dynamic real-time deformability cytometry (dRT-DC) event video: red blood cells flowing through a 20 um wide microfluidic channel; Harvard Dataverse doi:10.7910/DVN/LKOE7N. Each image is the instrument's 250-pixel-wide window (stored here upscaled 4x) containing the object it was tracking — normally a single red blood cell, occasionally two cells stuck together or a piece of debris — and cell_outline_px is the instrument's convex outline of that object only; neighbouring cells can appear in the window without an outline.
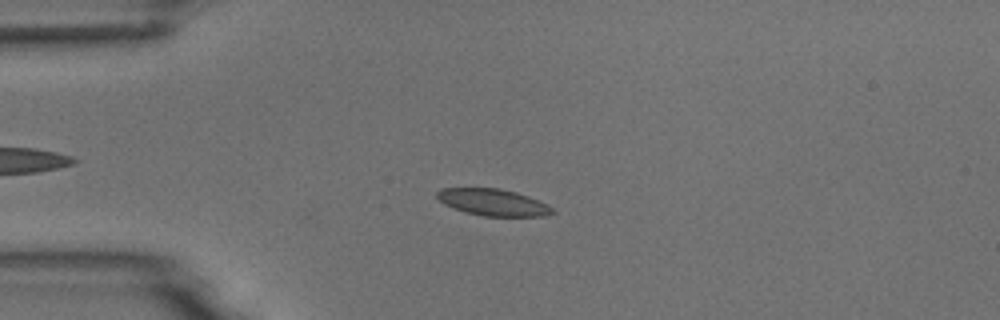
{"species": "common noctule bat (a hibernating species)", "species_latin": "Nyctalus noctula", "temperature_condition": "room temperature", "stored_images_in_passage": 7, "camera_frame_rate_fps": 3000, "um_per_image_px": 0.085, "animal": {"sex": "male", "body_mass_g": 18.8}, "frame": {"image": 1, "passage_image": 3, "time_ms": 2.333, "image_size_px": [1000, 320], "cell_outline_px": [[556, 212], [544, 216], [484, 216], [464, 212], [452, 208], [444, 204], [436, 196], [436, 192], [440, 188], [500, 188], [516, 192], [528, 196], [548, 204]], "centroid_in_image_um": [41.9, 17.19], "position_along_channel_um": 43.1, "area_um2": 18.09}}